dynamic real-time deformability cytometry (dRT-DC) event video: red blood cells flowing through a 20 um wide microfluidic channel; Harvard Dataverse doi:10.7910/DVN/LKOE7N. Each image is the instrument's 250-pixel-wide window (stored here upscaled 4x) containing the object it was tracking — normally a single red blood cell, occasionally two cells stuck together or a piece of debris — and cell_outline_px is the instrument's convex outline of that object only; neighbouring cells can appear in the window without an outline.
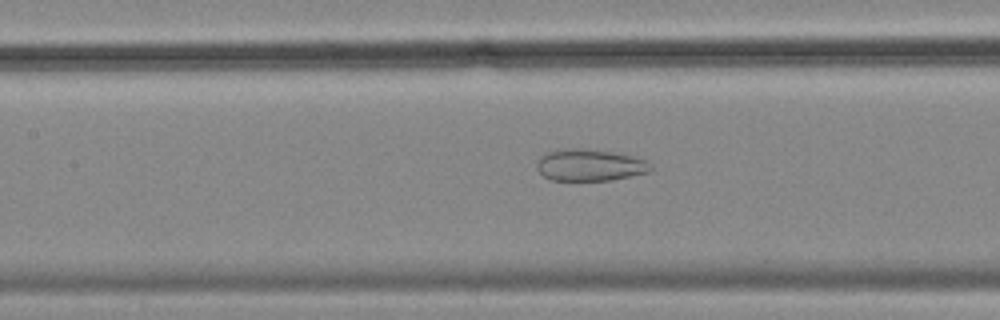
{"species": "common noctule bat (a hibernating species)", "species_latin": "Nyctalus noctula", "temperature_condition": "cold", "stored_images_in_passage": 56, "camera_frame_rate_fps": 3000, "um_per_image_px": 0.085, "animal": {"sex": "female", "body_mass_g": 18.4}, "frame": {"image": 1, "passage_image": 25, "time_ms": 8.0, "image_size_px": [1000, 320], "cell_outline_px": [[652, 172], [612, 180], [552, 180], [544, 176], [536, 168], [536, 160], [544, 152], [564, 148], [580, 148], [616, 152], [632, 156], [644, 160], [652, 168]], "centroid_in_image_um": [50.1, 14.02], "position_along_channel_um": 157.3, "area_um2": 21.33}, "authors_computed_cell_mechanics": {"area_um2": 28.3509, "velocity_mm_per_s": 3.5411, "shape_relaxation_time_tau1_ms": null, "shape_relaxation_time_tau2_ms": 1.7995, "deformation_change_tau1": null, "deformation_change_tau2": 0.0903}}